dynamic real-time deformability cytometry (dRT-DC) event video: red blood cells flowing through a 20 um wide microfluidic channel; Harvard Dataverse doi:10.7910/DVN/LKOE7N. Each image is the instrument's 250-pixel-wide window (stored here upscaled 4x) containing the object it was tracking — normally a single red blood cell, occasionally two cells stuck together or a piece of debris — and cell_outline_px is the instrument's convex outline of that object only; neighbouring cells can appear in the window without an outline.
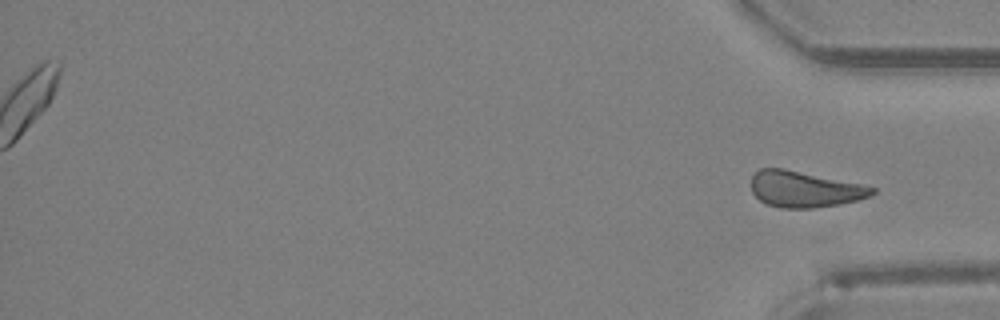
{"species": "Egyptian fruit bat (a non-hibernating species)", "species_latin": "Rousettus aegyptiacus", "temperature_condition": "room temperature", "stored_images_in_passage": 38, "segment_of_instrument_passage": [2, 2], "camera_frame_rate_fps": 3000, "um_per_image_px": 0.085, "animal": {"sex": "female"}, "frame": {"image": 1, "passage_image": 38, "time_ms": 12.333, "image_size_px": [1000, 320], "cell_outline_px": [[876, 192], [872, 196], [856, 200], [836, 204], [812, 208], [780, 208], [768, 204], [760, 200], [752, 192], [752, 176], [760, 168], [784, 168], [864, 184], [876, 188]], "centroid_in_image_um": [68.41, 16.07], "position_along_channel_um": 366.8, "area_um2": 25.43}}